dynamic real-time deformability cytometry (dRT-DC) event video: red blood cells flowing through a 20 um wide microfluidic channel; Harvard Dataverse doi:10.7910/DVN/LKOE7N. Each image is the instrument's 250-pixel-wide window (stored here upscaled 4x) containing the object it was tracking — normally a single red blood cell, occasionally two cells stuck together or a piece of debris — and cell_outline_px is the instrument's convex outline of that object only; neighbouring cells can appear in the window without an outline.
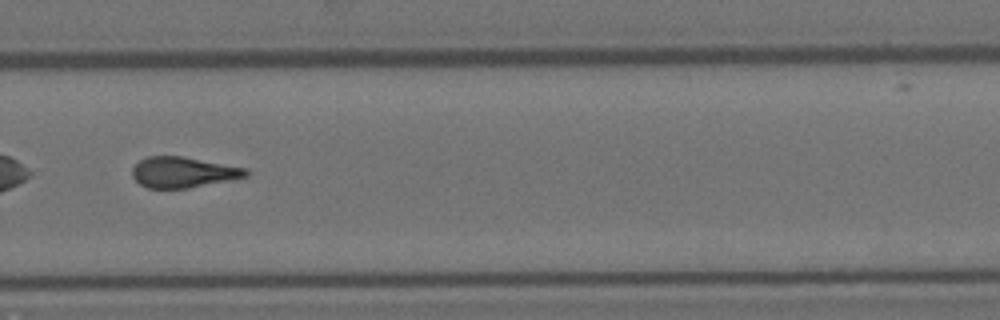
{"species": "Egyptian fruit bat (a non-hibernating species)", "species_latin": "Rousettus aegyptiacus", "temperature_condition": "room temperature", "stored_images_in_passage": 14, "camera_frame_rate_fps": 3000, "um_per_image_px": 0.085, "animal": {"sex": "female"}, "frame": {"image": 1, "passage_image": 10, "time_ms": 3.0, "image_size_px": [1000, 320], "cell_outline_px": [[248, 176], [188, 188], [148, 188], [140, 184], [132, 176], [132, 168], [140, 160], [148, 156], [184, 156], [248, 168]], "centroid_in_image_um": [15.57, 14.63], "position_along_channel_um": 314.2, "area_um2": 20.29}}